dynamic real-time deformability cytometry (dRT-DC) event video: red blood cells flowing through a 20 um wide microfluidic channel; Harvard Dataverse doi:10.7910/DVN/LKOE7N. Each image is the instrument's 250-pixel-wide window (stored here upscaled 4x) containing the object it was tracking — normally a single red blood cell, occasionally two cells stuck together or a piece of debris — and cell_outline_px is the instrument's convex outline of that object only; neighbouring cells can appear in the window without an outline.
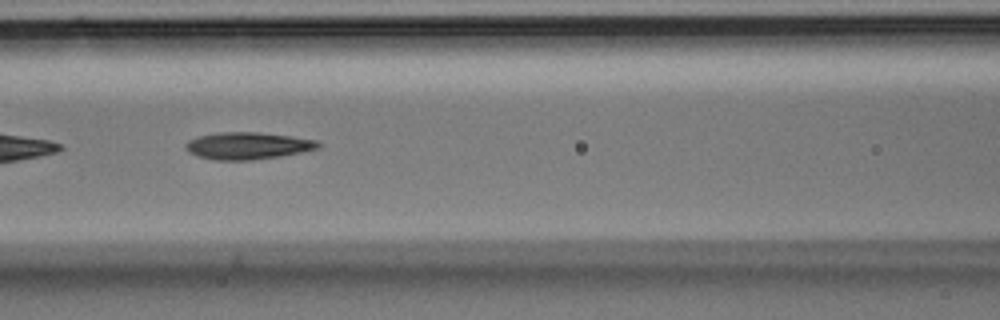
{"species": "Egyptian fruit bat (a non-hibernating species)", "species_latin": "Rousettus aegyptiacus", "temperature_condition": "room temperature", "stored_images_in_passage": 38, "camera_frame_rate_fps": 3000, "um_per_image_px": 0.085, "animal": {"sex": "male"}, "frame": {"image": 1, "passage_image": 11, "time_ms": 3.333, "image_size_px": [1000, 320], "cell_outline_px": [[324, 144], [320, 148], [280, 156], [252, 160], [216, 160], [196, 156], [188, 152], [184, 148], [184, 144], [188, 140], [196, 136], [216, 132], [256, 132], [292, 136], [320, 140]], "centroid_in_image_um": [21.06, 12.38], "position_along_channel_um": 145.5, "area_um2": 21.33}}
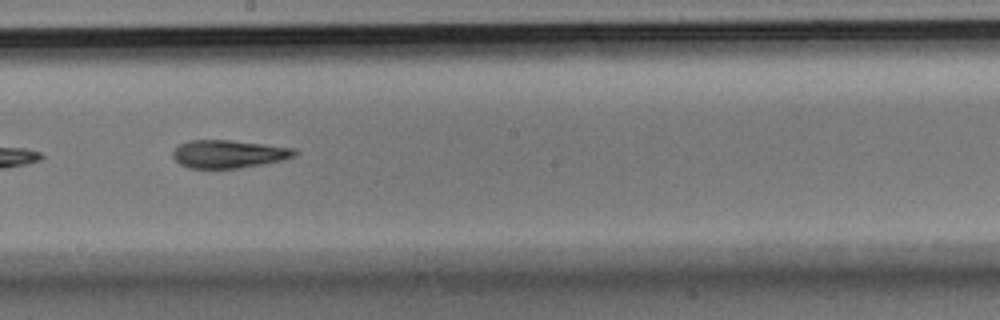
{"frame": {"image": 2, "passage_image": 17, "time_ms": 5.333, "image_size_px": [1000, 320], "cell_outline_px": [[296, 152], [292, 156], [280, 160], [264, 164], [240, 168], [188, 168], [180, 164], [172, 156], [172, 152], [180, 144], [188, 140], [228, 140], [264, 144], [296, 148]], "centroid_in_image_um": [19.4, 13.09], "position_along_channel_um": 228.8, "area_um2": 19.71}}
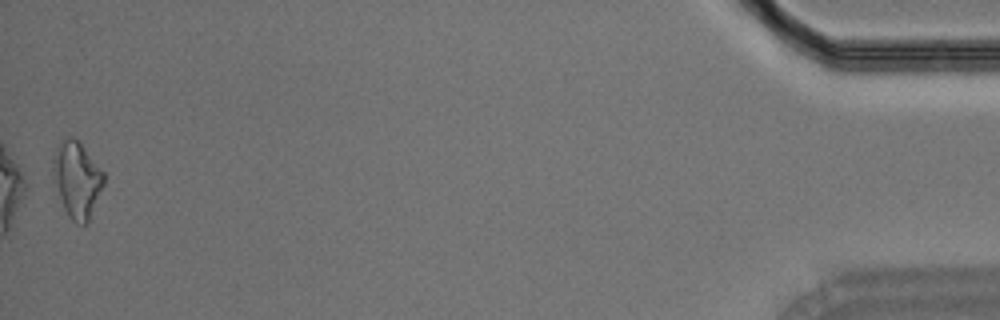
{"frame": {"image": 3, "passage_image": 38, "time_ms": 12.333, "image_size_px": [1000, 320], "cell_outline_px": [[104, 184], [88, 220], [84, 224], [76, 224], [68, 216], [64, 208], [52, 172], [52, 156], [60, 140], [64, 136], [72, 136], [80, 140], [104, 172]], "centroid_in_image_um": [6.53, 15.17], "position_along_channel_um": 428.7, "area_um2": 22.6}}